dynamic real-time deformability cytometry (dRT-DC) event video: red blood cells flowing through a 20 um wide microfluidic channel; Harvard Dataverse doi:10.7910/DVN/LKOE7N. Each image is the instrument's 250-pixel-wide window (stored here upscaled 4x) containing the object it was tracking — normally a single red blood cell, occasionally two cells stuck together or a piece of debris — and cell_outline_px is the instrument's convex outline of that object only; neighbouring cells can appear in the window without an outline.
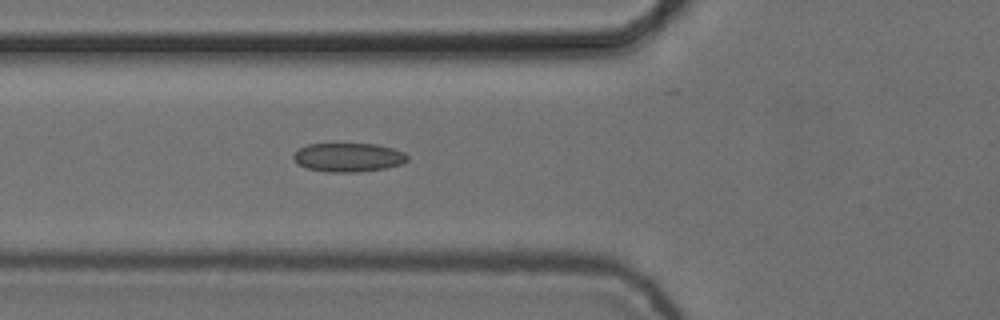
{"species": "common noctule bat (a hibernating species)", "species_latin": "Nyctalus noctula", "temperature_condition": "cold", "stored_images_in_passage": 5, "camera_frame_rate_fps": 3000, "um_per_image_px": 0.085, "animal": {"sex": "female", "body_mass_g": 24.6, "forearm_length_mm": 56.2}, "frame": {"image": 1, "passage_image": 5, "time_ms": 1.333, "image_size_px": [1000, 320], "cell_outline_px": [[408, 160], [400, 164], [384, 168], [356, 172], [328, 172], [308, 168], [296, 164], [292, 156], [300, 148], [308, 144], [376, 144], [392, 148], [404, 152], [408, 156]], "centroid_in_image_um": [29.59, 13.37], "position_along_channel_um": 96.2, "area_um2": 19.02}}